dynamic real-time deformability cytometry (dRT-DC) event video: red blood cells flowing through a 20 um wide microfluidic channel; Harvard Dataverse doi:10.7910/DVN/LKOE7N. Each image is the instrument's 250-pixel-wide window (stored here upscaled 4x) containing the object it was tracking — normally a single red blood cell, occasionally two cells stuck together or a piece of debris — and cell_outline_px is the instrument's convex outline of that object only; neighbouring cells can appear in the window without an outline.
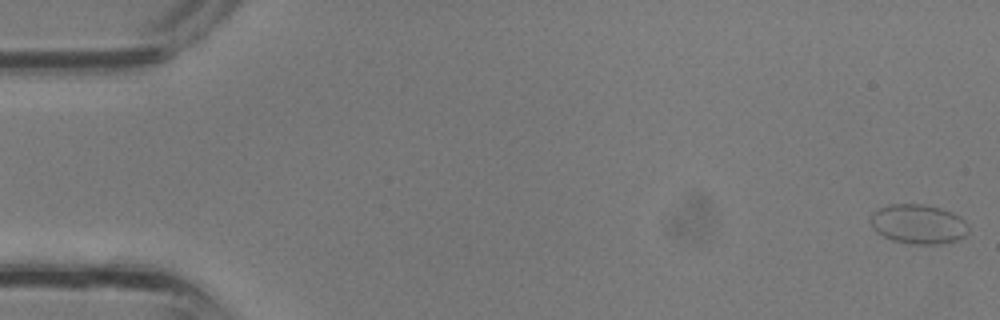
{"species": "common noctule bat (a hibernating species)", "species_latin": "Nyctalus noctula", "temperature_condition": "room temperature", "stored_images_in_passage": 8, "camera_frame_rate_fps": 3000, "um_per_image_px": 0.085, "animal": {"sex": "male", "body_mass_g": 13.3}, "frame": {"image": 1, "passage_image": 1, "time_ms": 0.0, "image_size_px": [1000, 320], "cell_outline_px": [[968, 232], [964, 236], [956, 240], [940, 244], [908, 244], [892, 240], [876, 232], [872, 228], [868, 220], [868, 216], [872, 212], [888, 204], [920, 204], [940, 208], [952, 212], [960, 216], [968, 224]], "centroid_in_image_um": [78.01, 19.05], "position_along_channel_um": 7.0, "area_um2": 22.83}}